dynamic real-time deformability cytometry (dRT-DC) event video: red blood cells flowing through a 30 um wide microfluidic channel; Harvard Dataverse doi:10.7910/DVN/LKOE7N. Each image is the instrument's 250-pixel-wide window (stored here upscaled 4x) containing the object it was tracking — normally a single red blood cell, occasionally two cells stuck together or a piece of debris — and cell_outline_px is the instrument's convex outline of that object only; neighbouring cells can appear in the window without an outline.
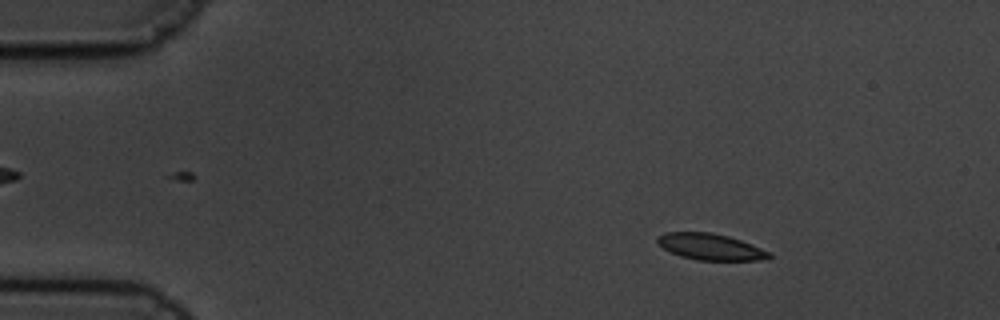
{"species": "common noctule bat (a hibernating species)", "species_latin": "Nyctalus noctula", "temperature_condition": "cold", "stored_images_in_passage": 33, "camera_frame_rate_fps": 3000, "um_per_image_px": 0.085, "animal": {"sex": "male", "body_mass_g": 19.5, "forearm_length_mm": 54.6}, "frame": {"image": 1, "passage_image": 8, "time_ms": 2.333, "image_size_px": [1000, 320], "cell_outline_px": [[772, 256], [768, 260], [696, 260], [680, 256], [664, 248], [656, 240], [656, 236], [664, 232], [712, 232], [728, 236], [752, 244], [772, 252]], "centroid_in_image_um": [60.43, 20.98], "position_along_channel_um": 24.6, "area_um2": 17.28}}
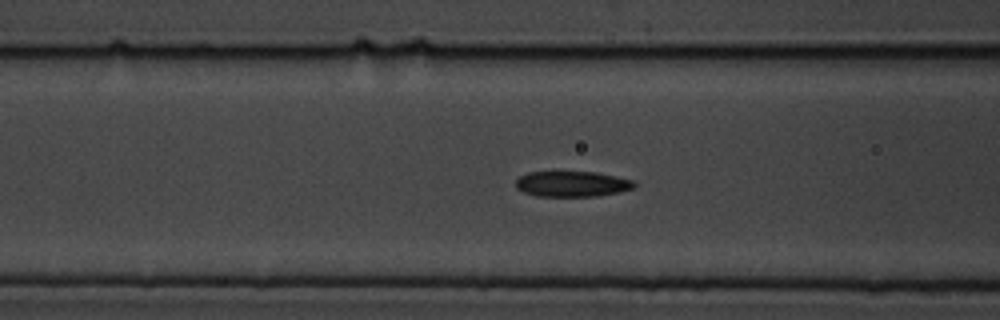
{"frame": {"image": 2, "passage_image": 22, "time_ms": 7.0, "image_size_px": [1000, 320], "cell_outline_px": [[636, 184], [632, 188], [620, 192], [596, 196], [536, 196], [524, 192], [516, 188], [516, 180], [520, 176], [528, 172], [596, 172], [616, 176], [632, 180]], "centroid_in_image_um": [48.61, 15.63], "position_along_channel_um": 118.0, "area_um2": 17.57}}
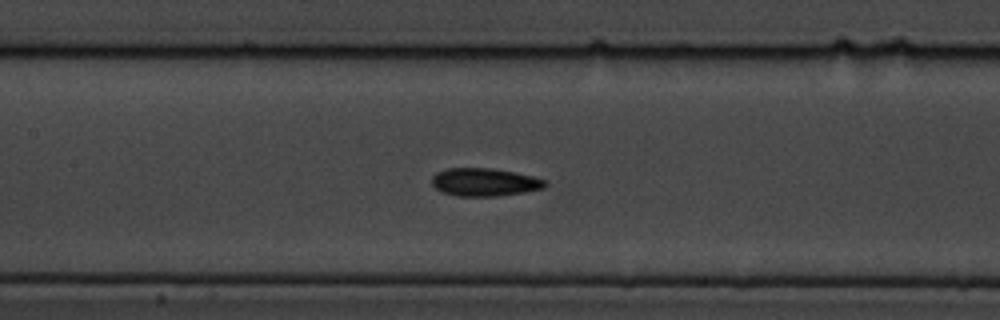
{"frame": {"image": 3, "passage_image": 26, "time_ms": 8.333, "image_size_px": [1000, 320], "cell_outline_px": [[548, 184], [544, 188], [524, 192], [496, 196], [456, 196], [444, 192], [436, 188], [432, 184], [432, 176], [436, 172], [448, 168], [488, 168], [516, 172], [548, 180]], "centroid_in_image_um": [41.21, 15.48], "position_along_channel_um": 166.2, "area_um2": 18.5}}